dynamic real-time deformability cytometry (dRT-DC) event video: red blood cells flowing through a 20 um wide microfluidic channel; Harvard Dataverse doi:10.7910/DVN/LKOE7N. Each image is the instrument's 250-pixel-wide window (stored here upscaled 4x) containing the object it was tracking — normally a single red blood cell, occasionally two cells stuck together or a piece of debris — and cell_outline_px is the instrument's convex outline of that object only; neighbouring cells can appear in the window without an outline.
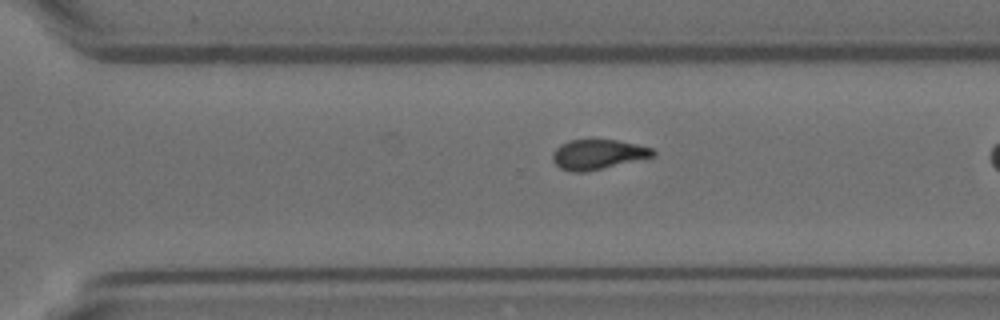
{"species": "Egyptian fruit bat (a non-hibernating species)", "species_latin": "Rousettus aegyptiacus", "temperature_condition": "room temperature", "stored_images_in_passage": 29, "camera_frame_rate_fps": 3000, "um_per_image_px": 0.085, "animal": {"sex": "female"}, "frame": {"image": 1, "passage_image": 25, "time_ms": 8.0, "image_size_px": [1000, 320], "cell_outline_px": [[656, 156], [584, 172], [572, 172], [560, 168], [552, 160], [552, 152], [560, 144], [572, 140], [616, 140], [636, 144], [652, 148], [656, 152]], "centroid_in_image_um": [50.81, 13.12], "position_along_channel_um": 319.8, "area_um2": 17.34}}